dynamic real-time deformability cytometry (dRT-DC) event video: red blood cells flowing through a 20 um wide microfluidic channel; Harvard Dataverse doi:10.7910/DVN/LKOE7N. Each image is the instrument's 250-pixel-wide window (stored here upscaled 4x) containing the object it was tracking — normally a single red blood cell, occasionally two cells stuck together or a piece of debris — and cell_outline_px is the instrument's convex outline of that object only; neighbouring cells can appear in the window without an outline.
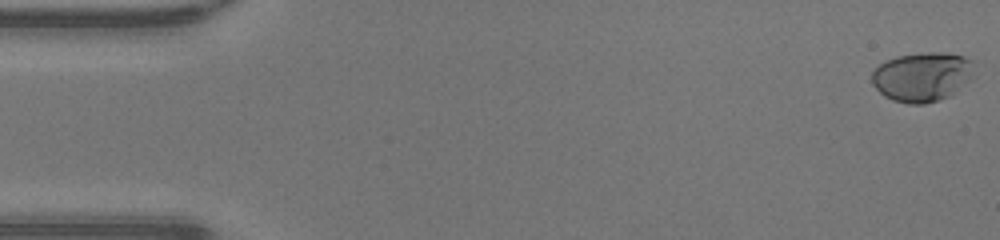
{"species": "human", "species_latin": "Homo sapiens", "temperature_condition": "warm", "stored_images_in_passage": 48, "camera_frame_rate_fps": 3000, "um_per_image_px": 0.085, "donor": {"sex": "male"}, "frame": {"image": 1, "passage_image": 1, "time_ms": 0.0, "image_size_px": [1000, 240], "cell_outline_px": [[976, 76], [952, 96], [924, 104], [908, 104], [892, 100], [884, 96], [872, 84], [872, 72], [880, 64], [896, 56], [928, 52], [948, 52], [964, 56], [972, 60]], "centroid_in_image_um": [78.45, 6.53], "position_along_channel_um": 6.5, "area_um2": 30.0}}
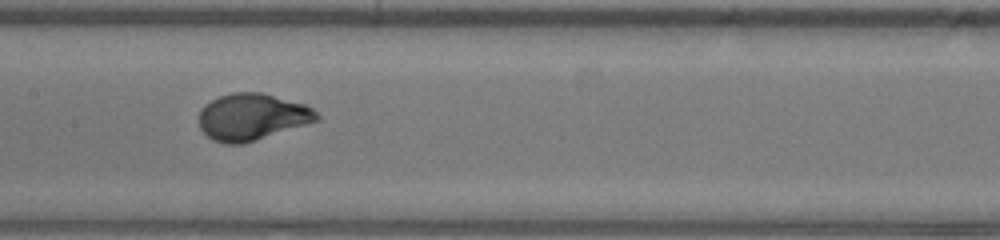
{"frame": {"image": 2, "passage_image": 24, "time_ms": 7.667, "image_size_px": [1000, 240], "cell_outline_px": [[320, 120], [240, 144], [228, 144], [212, 140], [200, 128], [200, 108], [204, 104], [220, 96], [232, 92], [260, 92], [304, 104], [312, 108], [320, 116]], "centroid_in_image_um": [21.41, 9.92], "position_along_channel_um": 186.0, "area_um2": 31.67}}
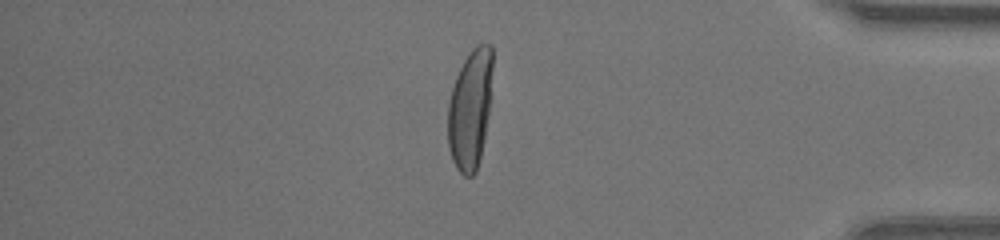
{"frame": {"image": 3, "passage_image": 41, "time_ms": 13.333, "image_size_px": [1000, 240], "cell_outline_px": [[492, 68], [488, 112], [484, 136], [480, 156], [476, 172], [472, 176], [464, 176], [456, 168], [452, 160], [448, 148], [448, 104], [452, 88], [456, 76], [464, 60], [472, 48], [476, 44], [492, 44]], "centroid_in_image_um": [39.94, 9.27], "position_along_channel_um": 395.3, "area_um2": 30.87}, "authors_computed_cell_mechanics": {"area_um2": 30.8652, "velocity_mm_per_s": 4.3136, "shape_relaxation_time_tau1_ms": 3.0362, "shape_relaxation_time_tau2_ms": null, "deformation_change_tau1": 0.2015, "deformation_change_tau2": null}}